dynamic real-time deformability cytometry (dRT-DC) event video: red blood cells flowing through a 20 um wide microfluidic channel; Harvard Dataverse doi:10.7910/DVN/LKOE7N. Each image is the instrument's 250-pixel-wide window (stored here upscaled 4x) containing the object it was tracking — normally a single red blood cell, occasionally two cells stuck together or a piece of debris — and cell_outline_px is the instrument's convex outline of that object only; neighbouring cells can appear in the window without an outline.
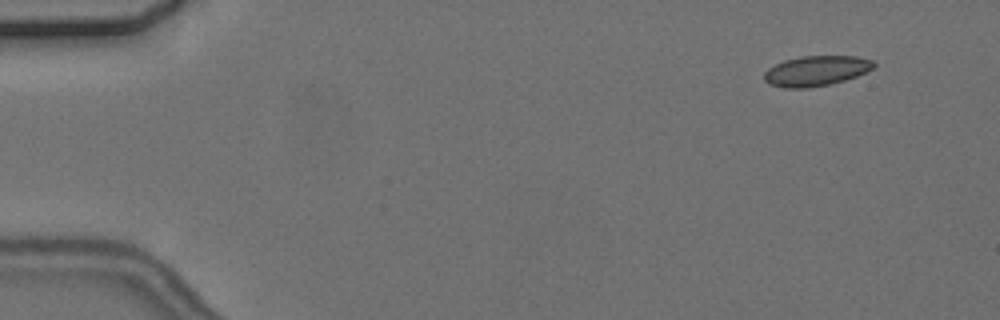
{"species": "common noctule bat (a hibernating species)", "species_latin": "Nyctalus noctula", "temperature_condition": "cold", "stored_images_in_passage": 5, "camera_frame_rate_fps": 3000, "um_per_image_px": 0.085, "animal": {"sex": "female", "body_mass_g": 24.6, "forearm_length_mm": 56.2}, "frame": {"image": 1, "passage_image": 1, "time_ms": 0.0, "image_size_px": [1000, 320], "cell_outline_px": [[876, 68], [856, 76], [832, 84], [808, 88], [784, 88], [768, 84], [764, 80], [764, 72], [768, 68], [784, 60], [800, 56], [856, 56], [872, 60], [876, 64]], "centroid_in_image_um": [69.37, 6.03], "position_along_channel_um": 15.6, "area_um2": 19.48}}